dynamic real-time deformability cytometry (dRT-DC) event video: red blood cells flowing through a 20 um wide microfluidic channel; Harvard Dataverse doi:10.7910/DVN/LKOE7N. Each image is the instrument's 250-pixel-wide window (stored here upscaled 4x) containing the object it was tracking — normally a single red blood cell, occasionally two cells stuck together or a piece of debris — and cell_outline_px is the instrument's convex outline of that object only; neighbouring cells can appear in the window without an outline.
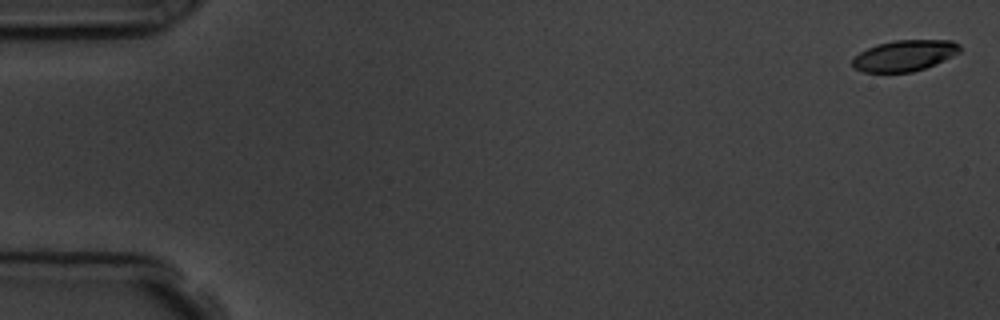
{"species": "common noctule bat (a hibernating species)", "species_latin": "Nyctalus noctula", "temperature_condition": "room temperature", "stored_images_in_passage": 6, "camera_frame_rate_fps": 3000, "um_per_image_px": 0.085, "animal": {"sex": "male", "body_mass_g": 19.5, "forearm_length_mm": 54.6}, "frame": {"image": 1, "passage_image": 1, "time_ms": 0.0, "image_size_px": [1000, 320], "cell_outline_px": [[960, 52], [952, 56], [924, 68], [912, 72], [864, 72], [852, 68], [852, 60], [860, 52], [876, 44], [896, 40], [952, 40], [960, 44]], "centroid_in_image_um": [76.87, 4.72], "position_along_channel_um": 8.1, "area_um2": 19.31}}
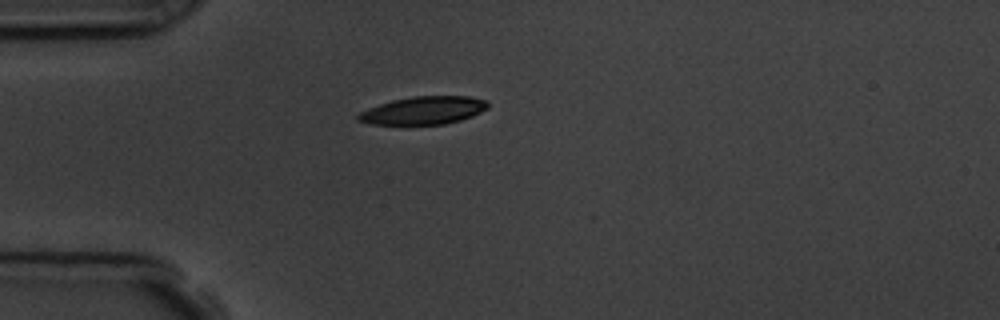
{"frame": {"image": 2, "passage_image": 5, "time_ms": 4.667, "image_size_px": [1000, 320], "cell_outline_px": [[488, 108], [472, 116], [460, 120], [444, 124], [372, 124], [356, 120], [356, 116], [360, 112], [368, 108], [392, 100], [412, 96], [468, 96], [488, 100]], "centroid_in_image_um": [36.0, 9.38], "position_along_channel_um": 49.0, "area_um2": 21.04}}